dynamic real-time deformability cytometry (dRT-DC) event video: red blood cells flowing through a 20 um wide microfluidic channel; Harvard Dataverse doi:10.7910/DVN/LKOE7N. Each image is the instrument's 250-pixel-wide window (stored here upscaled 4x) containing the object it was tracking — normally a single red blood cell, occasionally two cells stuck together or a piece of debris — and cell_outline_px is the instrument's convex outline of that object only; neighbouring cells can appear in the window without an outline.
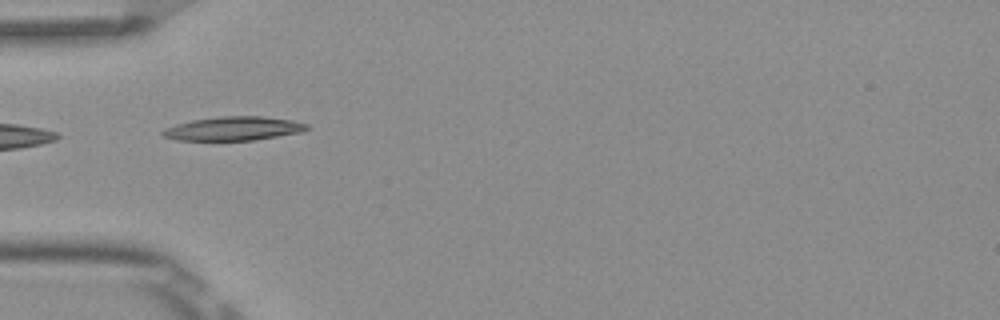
{"species": "Egyptian fruit bat (a non-hibernating species)", "species_latin": "Rousettus aegyptiacus", "temperature_condition": "room temperature", "stored_images_in_passage": 8, "camera_frame_rate_fps": 3000, "um_per_image_px": 0.085, "frame": {"image": 1, "passage_image": 4, "time_ms": 1.0, "image_size_px": [1000, 320], "cell_outline_px": [[308, 128], [300, 132], [256, 140], [176, 140], [164, 136], [160, 132], [164, 128], [176, 124], [192, 120], [220, 116], [264, 116], [292, 120], [308, 124]], "centroid_in_image_um": [19.83, 10.92], "position_along_channel_um": 65.2, "area_um2": 20.0}}
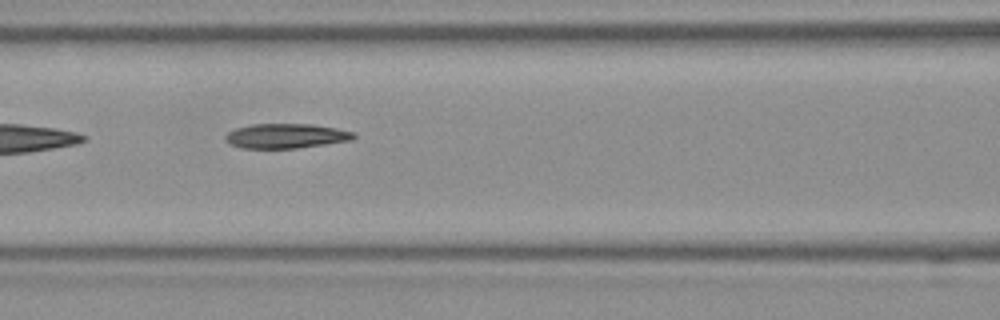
{"frame": {"image": 2, "passage_image": 6, "time_ms": 1.667, "image_size_px": [1000, 320], "cell_outline_px": [[356, 136], [352, 140], [296, 148], [244, 148], [228, 144], [224, 140], [224, 136], [228, 132], [236, 128], [252, 124], [312, 124], [336, 128], [356, 132]], "centroid_in_image_um": [24.3, 11.55], "position_along_channel_um": 142.3, "area_um2": 18.5}}
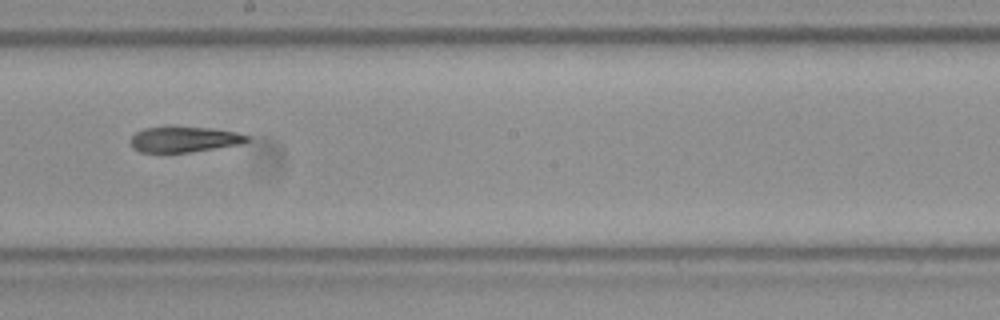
{"frame": {"image": 3, "passage_image": 8, "time_ms": 2.333, "image_size_px": [1000, 320], "cell_outline_px": [[252, 136], [244, 144], [188, 152], [140, 152], [132, 148], [128, 140], [136, 132], [144, 128], [168, 124], [212, 128], [236, 132]], "centroid_in_image_um": [15.63, 11.8], "position_along_channel_um": 232.6, "area_um2": 18.21}}